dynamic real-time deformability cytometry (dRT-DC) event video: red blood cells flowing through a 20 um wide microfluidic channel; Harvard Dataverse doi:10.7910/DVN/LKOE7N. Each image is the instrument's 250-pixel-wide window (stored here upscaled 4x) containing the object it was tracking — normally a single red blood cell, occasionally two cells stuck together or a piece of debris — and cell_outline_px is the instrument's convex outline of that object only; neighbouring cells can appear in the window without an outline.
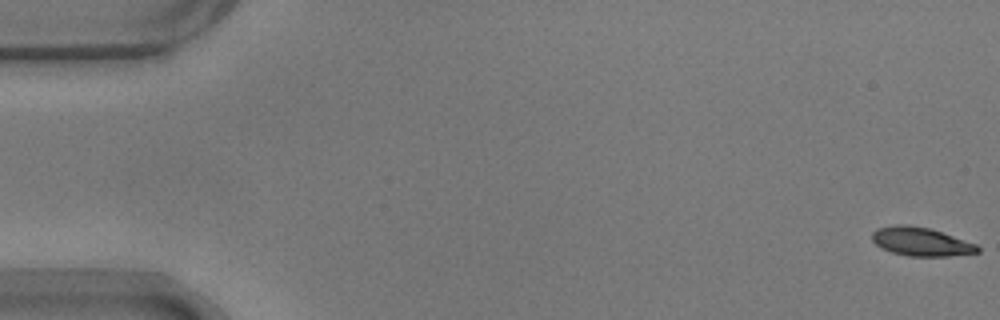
{"species": "common noctule bat (a hibernating species)", "species_latin": "Nyctalus noctula", "temperature_condition": "warm", "stored_images_in_passage": 55, "camera_frame_rate_fps": 3000, "um_per_image_px": 0.085, "animal": {"sex": "male", "body_mass_g": 17.9}, "frame": {"image": 1, "passage_image": 1, "time_ms": 0.0, "image_size_px": [1000, 320], "cell_outline_px": [[980, 252], [948, 256], [908, 256], [892, 252], [880, 248], [872, 240], [872, 232], [876, 228], [896, 224], [908, 224], [928, 228], [976, 244], [980, 248]], "centroid_in_image_um": [78.24, 20.54], "position_along_channel_um": 6.8, "area_um2": 17.51}}
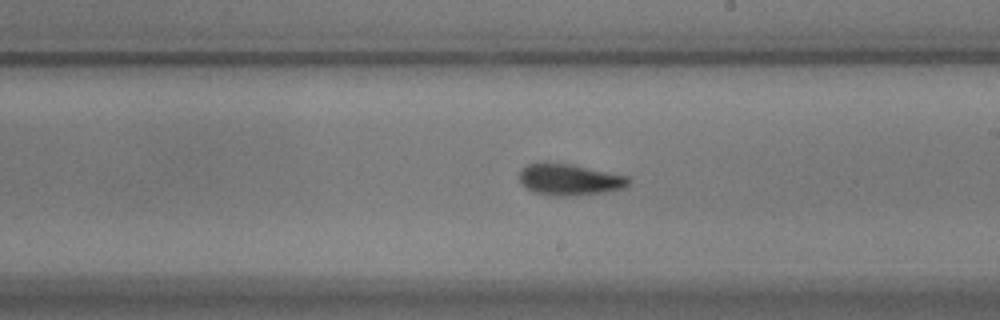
{"frame": {"image": 2, "passage_image": 32, "time_ms": 10.333, "image_size_px": [1000, 320], "cell_outline_px": [[632, 180], [624, 188], [604, 192], [568, 196], [552, 196], [532, 192], [520, 184], [520, 168], [528, 164], [544, 160], [572, 164], [628, 176]], "centroid_in_image_um": [48.35, 15.24], "position_along_channel_um": 240.6, "area_um2": 20.52}}
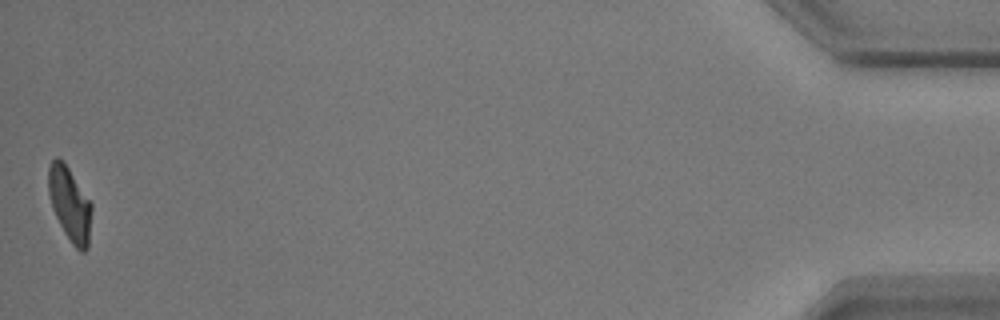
{"frame": {"image": 3, "passage_image": 55, "time_ms": 18.0, "image_size_px": [1000, 320], "cell_outline_px": [[92, 208], [88, 248], [84, 252], [80, 252], [72, 244], [64, 232], [52, 208], [48, 192], [48, 168], [52, 160], [56, 156], [64, 160], [92, 204]], "centroid_in_image_um": [5.93, 17.33], "position_along_channel_um": 429.3, "area_um2": 18.79}, "authors_computed_cell_mechanics": {"area_um2": 18.9584, "velocity_mm_per_s": 3.6794, "shape_relaxation_time_tau1_ms": 3.1108, "shape_relaxation_time_tau2_ms": 3.7296, "deformation_change_tau1": 0.1492, "deformation_change_tau2": 0.1014}}